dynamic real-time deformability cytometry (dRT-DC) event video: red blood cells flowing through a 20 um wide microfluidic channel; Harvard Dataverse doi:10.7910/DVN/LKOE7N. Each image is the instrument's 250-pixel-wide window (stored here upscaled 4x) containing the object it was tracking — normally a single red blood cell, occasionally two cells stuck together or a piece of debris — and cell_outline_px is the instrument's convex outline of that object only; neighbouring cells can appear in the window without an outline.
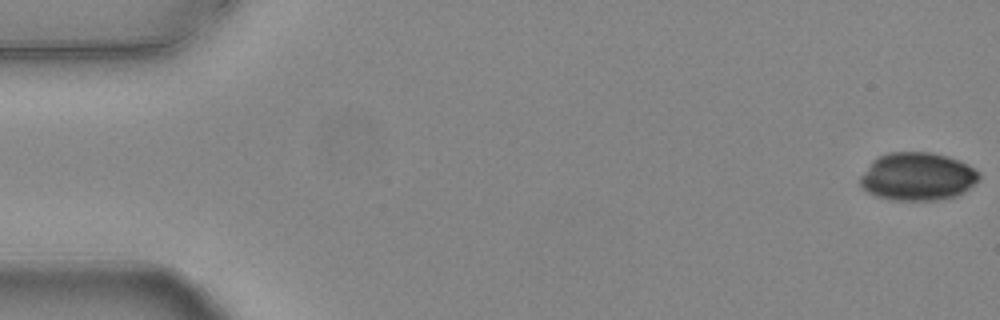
{"species": "common noctule bat (a hibernating species)", "species_latin": "Nyctalus noctula", "temperature_condition": "warm", "stored_images_in_passage": 54, "camera_frame_rate_fps": 3000, "um_per_image_px": 0.085, "animal": {"sex": "female", "body_mass_g": 24.6, "forearm_length_mm": 56.2}, "frame": {"image": 1, "passage_image": 1, "time_ms": 0.0, "image_size_px": [1000, 320], "cell_outline_px": [[980, 176], [964, 192], [956, 196], [940, 200], [892, 200], [876, 196], [868, 192], [860, 184], [860, 176], [872, 160], [888, 152], [928, 152], [944, 156], [956, 160], [980, 172]], "centroid_in_image_um": [77.94, 15.02], "position_along_channel_um": 7.1, "area_um2": 32.89}}
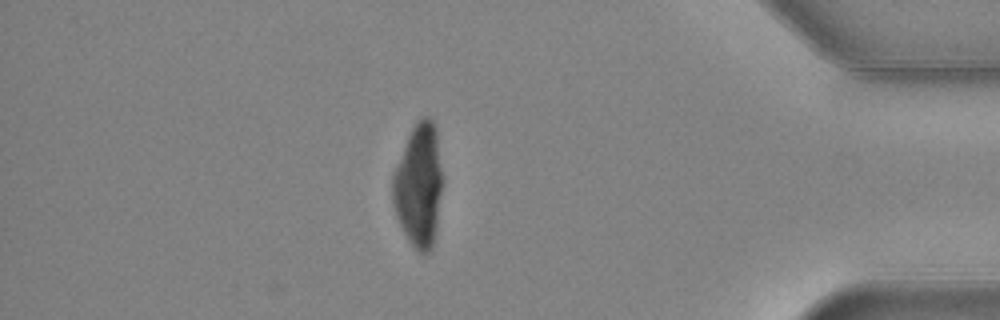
{"frame": {"image": 2, "passage_image": 47, "time_ms": 15.333, "image_size_px": [1000, 320], "cell_outline_px": [[444, 184], [436, 228], [432, 248], [428, 252], [420, 252], [408, 240], [396, 216], [392, 204], [392, 176], [408, 136], [416, 120], [424, 116], [428, 116], [432, 120], [436, 128], [444, 180]], "centroid_in_image_um": [35.62, 15.73], "position_along_channel_um": 399.6, "area_um2": 36.24}}